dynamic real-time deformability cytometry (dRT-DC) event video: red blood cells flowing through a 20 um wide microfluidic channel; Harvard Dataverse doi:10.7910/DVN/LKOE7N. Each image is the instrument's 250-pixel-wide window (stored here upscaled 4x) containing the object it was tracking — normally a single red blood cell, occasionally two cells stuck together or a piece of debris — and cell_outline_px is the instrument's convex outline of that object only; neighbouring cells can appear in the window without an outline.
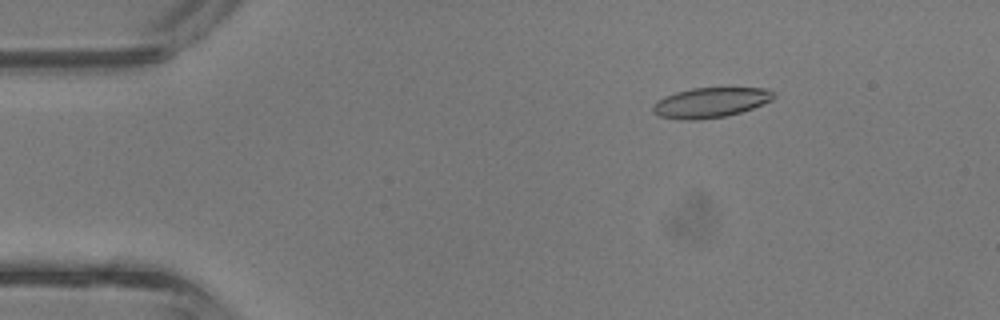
{"species": "common noctule bat (a hibernating species)", "species_latin": "Nyctalus noctula", "temperature_condition": "room temperature", "stored_images_in_passage": 3, "camera_frame_rate_fps": 3000, "um_per_image_px": 0.085, "animal": {"sex": "male", "body_mass_g": 13.3}, "frame": {"image": 1, "passage_image": 1, "time_ms": 0.0, "image_size_px": [1000, 320], "cell_outline_px": [[776, 96], [772, 100], [752, 108], [740, 112], [724, 116], [700, 120], [676, 120], [660, 116], [652, 112], [652, 104], [656, 100], [664, 96], [676, 92], [692, 88], [764, 88], [776, 92]], "centroid_in_image_um": [60.35, 8.72], "position_along_channel_um": 24.6, "area_um2": 21.33}}
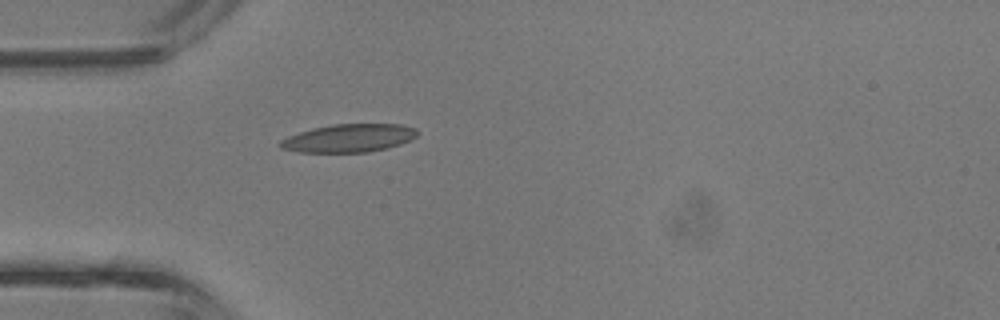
{"frame": {"image": 2, "passage_image": 3, "time_ms": 0.667, "image_size_px": [1000, 320], "cell_outline_px": [[420, 132], [412, 140], [388, 148], [368, 152], [296, 152], [280, 148], [276, 144], [280, 140], [288, 136], [312, 128], [332, 124], [400, 124], [416, 128]], "centroid_in_image_um": [29.65, 11.74], "position_along_channel_um": 55.4, "area_um2": 22.72}}